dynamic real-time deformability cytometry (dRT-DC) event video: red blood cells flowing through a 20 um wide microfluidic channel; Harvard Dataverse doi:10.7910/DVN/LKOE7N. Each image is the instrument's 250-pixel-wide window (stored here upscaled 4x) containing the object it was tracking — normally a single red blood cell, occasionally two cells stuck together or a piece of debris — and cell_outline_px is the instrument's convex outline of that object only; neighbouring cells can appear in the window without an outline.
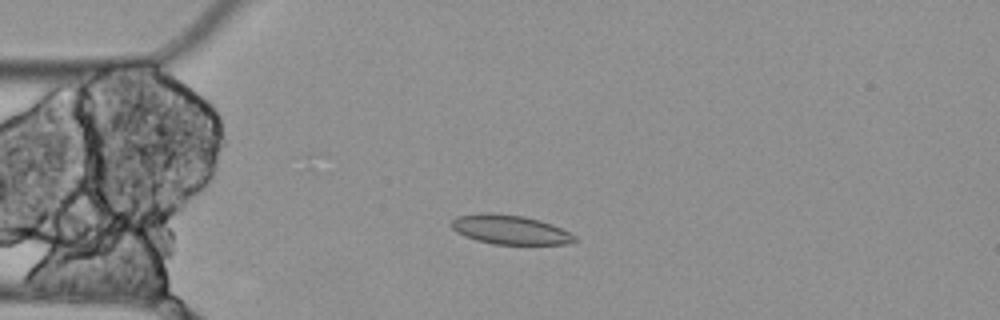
{"species": "Egyptian fruit bat (a non-hibernating species)", "species_latin": "Rousettus aegyptiacus", "temperature_condition": "cold", "stored_images_in_passage": 5, "camera_frame_rate_fps": 3000, "um_per_image_px": 0.085, "animal": {"sex": "female"}, "frame": {"image": 1, "passage_image": 4, "time_ms": 1.0, "image_size_px": [1000, 320], "cell_outline_px": [[576, 240], [568, 244], [492, 244], [476, 240], [464, 236], [456, 232], [448, 224], [456, 216], [480, 212], [492, 212], [524, 216], [540, 220], [552, 224], [576, 236]], "centroid_in_image_um": [43.29, 19.5], "position_along_channel_um": 41.7, "area_um2": 21.27}}